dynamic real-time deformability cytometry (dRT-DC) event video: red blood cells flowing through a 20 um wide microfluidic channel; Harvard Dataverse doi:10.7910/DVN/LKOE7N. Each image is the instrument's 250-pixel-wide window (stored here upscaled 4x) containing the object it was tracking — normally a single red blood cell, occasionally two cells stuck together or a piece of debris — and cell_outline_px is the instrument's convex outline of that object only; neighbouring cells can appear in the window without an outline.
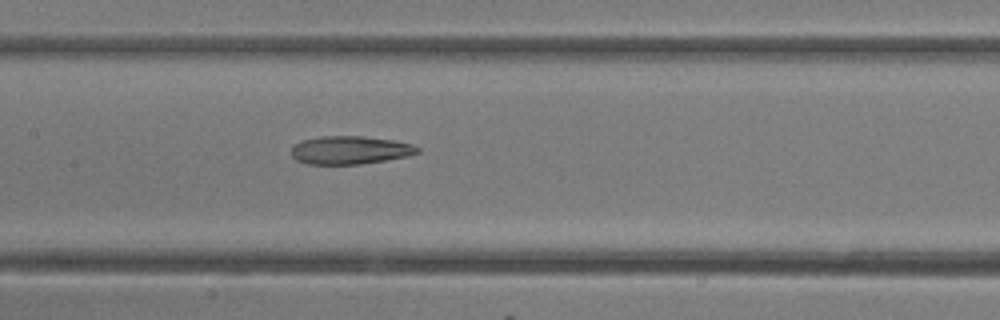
{"species": "common noctule bat (a hibernating species)", "species_latin": "Nyctalus noctula", "temperature_condition": "room temperature", "stored_images_in_passage": 17, "camera_frame_rate_fps": 3000, "um_per_image_px": 0.085, "animal": {"sex": "female"}, "frame": {"image": 1, "passage_image": 15, "time_ms": 4.667, "image_size_px": [1000, 320], "cell_outline_px": [[420, 152], [408, 156], [360, 164], [308, 164], [296, 160], [292, 156], [292, 148], [300, 140], [320, 136], [364, 136], [396, 140], [412, 144], [420, 148]], "centroid_in_image_um": [29.77, 12.75], "position_along_channel_um": 177.6, "area_um2": 20.81}}
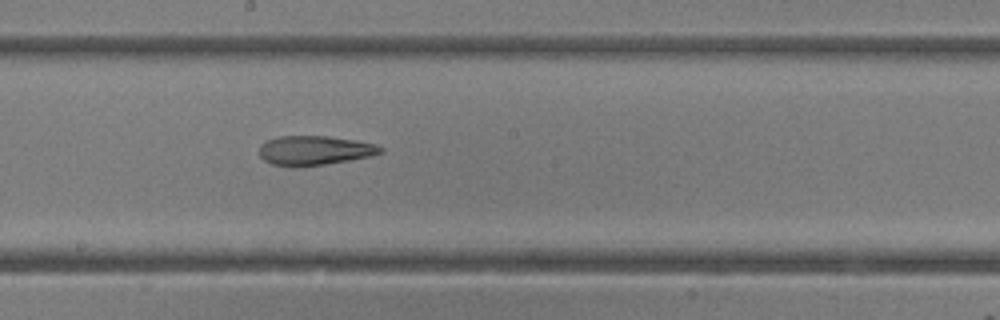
{"frame": {"image": 2, "passage_image": 17, "time_ms": 5.333, "image_size_px": [1000, 320], "cell_outline_px": [[384, 152], [372, 156], [324, 164], [296, 168], [272, 164], [264, 160], [260, 156], [260, 144], [276, 136], [328, 136], [356, 140], [376, 144], [384, 148]], "centroid_in_image_um": [26.74, 12.79], "position_along_channel_um": 221.5, "area_um2": 20.98}}